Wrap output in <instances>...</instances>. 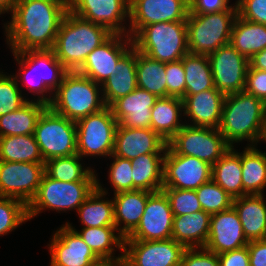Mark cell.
<instances>
[{
    "label": "cell",
    "mask_w": 266,
    "mask_h": 266,
    "mask_svg": "<svg viewBox=\"0 0 266 266\" xmlns=\"http://www.w3.org/2000/svg\"><path fill=\"white\" fill-rule=\"evenodd\" d=\"M68 0H17L4 24L11 52L52 50Z\"/></svg>",
    "instance_id": "cell-1"
},
{
    "label": "cell",
    "mask_w": 266,
    "mask_h": 266,
    "mask_svg": "<svg viewBox=\"0 0 266 266\" xmlns=\"http://www.w3.org/2000/svg\"><path fill=\"white\" fill-rule=\"evenodd\" d=\"M218 129L230 146L244 140L257 146L265 137L266 104L246 91L226 95Z\"/></svg>",
    "instance_id": "cell-2"
},
{
    "label": "cell",
    "mask_w": 266,
    "mask_h": 266,
    "mask_svg": "<svg viewBox=\"0 0 266 266\" xmlns=\"http://www.w3.org/2000/svg\"><path fill=\"white\" fill-rule=\"evenodd\" d=\"M112 34L104 26L68 10L60 24L52 51L69 72H77L88 55Z\"/></svg>",
    "instance_id": "cell-3"
},
{
    "label": "cell",
    "mask_w": 266,
    "mask_h": 266,
    "mask_svg": "<svg viewBox=\"0 0 266 266\" xmlns=\"http://www.w3.org/2000/svg\"><path fill=\"white\" fill-rule=\"evenodd\" d=\"M12 54L20 67L18 74L14 75L18 84L21 85V81L28 87L29 93L37 94L38 98H34L33 101L48 106L52 101L53 91L59 87L69 71L56 58L52 50H27L12 52Z\"/></svg>",
    "instance_id": "cell-4"
},
{
    "label": "cell",
    "mask_w": 266,
    "mask_h": 266,
    "mask_svg": "<svg viewBox=\"0 0 266 266\" xmlns=\"http://www.w3.org/2000/svg\"><path fill=\"white\" fill-rule=\"evenodd\" d=\"M48 106L75 122L107 107L101 85L78 72H68L64 76Z\"/></svg>",
    "instance_id": "cell-5"
},
{
    "label": "cell",
    "mask_w": 266,
    "mask_h": 266,
    "mask_svg": "<svg viewBox=\"0 0 266 266\" xmlns=\"http://www.w3.org/2000/svg\"><path fill=\"white\" fill-rule=\"evenodd\" d=\"M133 47L160 62L181 60L187 53V22H160L144 26L133 38Z\"/></svg>",
    "instance_id": "cell-6"
},
{
    "label": "cell",
    "mask_w": 266,
    "mask_h": 266,
    "mask_svg": "<svg viewBox=\"0 0 266 266\" xmlns=\"http://www.w3.org/2000/svg\"><path fill=\"white\" fill-rule=\"evenodd\" d=\"M237 16L238 11L188 14L186 22L189 53L209 55L229 44Z\"/></svg>",
    "instance_id": "cell-7"
},
{
    "label": "cell",
    "mask_w": 266,
    "mask_h": 266,
    "mask_svg": "<svg viewBox=\"0 0 266 266\" xmlns=\"http://www.w3.org/2000/svg\"><path fill=\"white\" fill-rule=\"evenodd\" d=\"M96 188V182H63L43 175L36 196L29 203V221L42 213L53 210L58 213L76 210Z\"/></svg>",
    "instance_id": "cell-8"
},
{
    "label": "cell",
    "mask_w": 266,
    "mask_h": 266,
    "mask_svg": "<svg viewBox=\"0 0 266 266\" xmlns=\"http://www.w3.org/2000/svg\"><path fill=\"white\" fill-rule=\"evenodd\" d=\"M34 137L44 162L77 154L76 122L56 113L49 106L38 118Z\"/></svg>",
    "instance_id": "cell-9"
},
{
    "label": "cell",
    "mask_w": 266,
    "mask_h": 266,
    "mask_svg": "<svg viewBox=\"0 0 266 266\" xmlns=\"http://www.w3.org/2000/svg\"><path fill=\"white\" fill-rule=\"evenodd\" d=\"M118 124L109 106L77 120V154L82 158L110 157Z\"/></svg>",
    "instance_id": "cell-10"
},
{
    "label": "cell",
    "mask_w": 266,
    "mask_h": 266,
    "mask_svg": "<svg viewBox=\"0 0 266 266\" xmlns=\"http://www.w3.org/2000/svg\"><path fill=\"white\" fill-rule=\"evenodd\" d=\"M179 155L199 158L210 165L216 163L231 147L219 129L185 124L168 142Z\"/></svg>",
    "instance_id": "cell-11"
},
{
    "label": "cell",
    "mask_w": 266,
    "mask_h": 266,
    "mask_svg": "<svg viewBox=\"0 0 266 266\" xmlns=\"http://www.w3.org/2000/svg\"><path fill=\"white\" fill-rule=\"evenodd\" d=\"M44 174L45 163L0 161V196L18 199L28 206Z\"/></svg>",
    "instance_id": "cell-12"
},
{
    "label": "cell",
    "mask_w": 266,
    "mask_h": 266,
    "mask_svg": "<svg viewBox=\"0 0 266 266\" xmlns=\"http://www.w3.org/2000/svg\"><path fill=\"white\" fill-rule=\"evenodd\" d=\"M212 165L199 158L176 154L168 145L164 157L163 188L196 190L211 180Z\"/></svg>",
    "instance_id": "cell-13"
},
{
    "label": "cell",
    "mask_w": 266,
    "mask_h": 266,
    "mask_svg": "<svg viewBox=\"0 0 266 266\" xmlns=\"http://www.w3.org/2000/svg\"><path fill=\"white\" fill-rule=\"evenodd\" d=\"M186 249L172 238L124 241L123 262L128 266H181Z\"/></svg>",
    "instance_id": "cell-14"
},
{
    "label": "cell",
    "mask_w": 266,
    "mask_h": 266,
    "mask_svg": "<svg viewBox=\"0 0 266 266\" xmlns=\"http://www.w3.org/2000/svg\"><path fill=\"white\" fill-rule=\"evenodd\" d=\"M189 0H130L129 36L133 38L144 26L160 22H186Z\"/></svg>",
    "instance_id": "cell-15"
},
{
    "label": "cell",
    "mask_w": 266,
    "mask_h": 266,
    "mask_svg": "<svg viewBox=\"0 0 266 266\" xmlns=\"http://www.w3.org/2000/svg\"><path fill=\"white\" fill-rule=\"evenodd\" d=\"M69 11L107 28L113 34L129 35L130 0H68ZM124 22V23H123Z\"/></svg>",
    "instance_id": "cell-16"
},
{
    "label": "cell",
    "mask_w": 266,
    "mask_h": 266,
    "mask_svg": "<svg viewBox=\"0 0 266 266\" xmlns=\"http://www.w3.org/2000/svg\"><path fill=\"white\" fill-rule=\"evenodd\" d=\"M215 88L225 95L244 91L249 59L230 43L208 55Z\"/></svg>",
    "instance_id": "cell-17"
},
{
    "label": "cell",
    "mask_w": 266,
    "mask_h": 266,
    "mask_svg": "<svg viewBox=\"0 0 266 266\" xmlns=\"http://www.w3.org/2000/svg\"><path fill=\"white\" fill-rule=\"evenodd\" d=\"M173 212L166 194L153 192L137 228L124 241H153L172 238Z\"/></svg>",
    "instance_id": "cell-18"
},
{
    "label": "cell",
    "mask_w": 266,
    "mask_h": 266,
    "mask_svg": "<svg viewBox=\"0 0 266 266\" xmlns=\"http://www.w3.org/2000/svg\"><path fill=\"white\" fill-rule=\"evenodd\" d=\"M50 266H103L79 234L66 223L53 234L48 244Z\"/></svg>",
    "instance_id": "cell-19"
},
{
    "label": "cell",
    "mask_w": 266,
    "mask_h": 266,
    "mask_svg": "<svg viewBox=\"0 0 266 266\" xmlns=\"http://www.w3.org/2000/svg\"><path fill=\"white\" fill-rule=\"evenodd\" d=\"M132 47L133 41L129 35L112 34L88 55L77 72L102 85L114 75L116 64Z\"/></svg>",
    "instance_id": "cell-20"
},
{
    "label": "cell",
    "mask_w": 266,
    "mask_h": 266,
    "mask_svg": "<svg viewBox=\"0 0 266 266\" xmlns=\"http://www.w3.org/2000/svg\"><path fill=\"white\" fill-rule=\"evenodd\" d=\"M167 142L151 128L117 126L111 156L134 159L143 154H165Z\"/></svg>",
    "instance_id": "cell-21"
},
{
    "label": "cell",
    "mask_w": 266,
    "mask_h": 266,
    "mask_svg": "<svg viewBox=\"0 0 266 266\" xmlns=\"http://www.w3.org/2000/svg\"><path fill=\"white\" fill-rule=\"evenodd\" d=\"M246 245L248 241L233 207L211 215L210 231L204 248L218 255Z\"/></svg>",
    "instance_id": "cell-22"
},
{
    "label": "cell",
    "mask_w": 266,
    "mask_h": 266,
    "mask_svg": "<svg viewBox=\"0 0 266 266\" xmlns=\"http://www.w3.org/2000/svg\"><path fill=\"white\" fill-rule=\"evenodd\" d=\"M158 97L137 87L115 100L109 107L119 125L129 128H151V109Z\"/></svg>",
    "instance_id": "cell-23"
},
{
    "label": "cell",
    "mask_w": 266,
    "mask_h": 266,
    "mask_svg": "<svg viewBox=\"0 0 266 266\" xmlns=\"http://www.w3.org/2000/svg\"><path fill=\"white\" fill-rule=\"evenodd\" d=\"M225 94L217 89H209L182 99L185 117L190 118L188 125L219 128Z\"/></svg>",
    "instance_id": "cell-24"
},
{
    "label": "cell",
    "mask_w": 266,
    "mask_h": 266,
    "mask_svg": "<svg viewBox=\"0 0 266 266\" xmlns=\"http://www.w3.org/2000/svg\"><path fill=\"white\" fill-rule=\"evenodd\" d=\"M153 192L144 190L122 191L114 194L115 227L124 238L139 225L148 197ZM123 224V226H121Z\"/></svg>",
    "instance_id": "cell-25"
},
{
    "label": "cell",
    "mask_w": 266,
    "mask_h": 266,
    "mask_svg": "<svg viewBox=\"0 0 266 266\" xmlns=\"http://www.w3.org/2000/svg\"><path fill=\"white\" fill-rule=\"evenodd\" d=\"M248 242L266 239V201L264 194L244 195L233 199Z\"/></svg>",
    "instance_id": "cell-26"
},
{
    "label": "cell",
    "mask_w": 266,
    "mask_h": 266,
    "mask_svg": "<svg viewBox=\"0 0 266 266\" xmlns=\"http://www.w3.org/2000/svg\"><path fill=\"white\" fill-rule=\"evenodd\" d=\"M66 224L79 234L104 264L123 261L124 237L119 234L116 227H86L79 231L71 223ZM116 248L121 251L117 257L114 256Z\"/></svg>",
    "instance_id": "cell-27"
},
{
    "label": "cell",
    "mask_w": 266,
    "mask_h": 266,
    "mask_svg": "<svg viewBox=\"0 0 266 266\" xmlns=\"http://www.w3.org/2000/svg\"><path fill=\"white\" fill-rule=\"evenodd\" d=\"M136 63L137 50L132 47L116 64L114 75L101 85L106 106H110L115 100L126 96L138 87Z\"/></svg>",
    "instance_id": "cell-28"
},
{
    "label": "cell",
    "mask_w": 266,
    "mask_h": 266,
    "mask_svg": "<svg viewBox=\"0 0 266 266\" xmlns=\"http://www.w3.org/2000/svg\"><path fill=\"white\" fill-rule=\"evenodd\" d=\"M211 215L201 210L191 214L174 216L172 239L186 248H202L210 231Z\"/></svg>",
    "instance_id": "cell-29"
},
{
    "label": "cell",
    "mask_w": 266,
    "mask_h": 266,
    "mask_svg": "<svg viewBox=\"0 0 266 266\" xmlns=\"http://www.w3.org/2000/svg\"><path fill=\"white\" fill-rule=\"evenodd\" d=\"M102 186L96 176V188L77 209L83 228L115 227L113 199H105L108 191Z\"/></svg>",
    "instance_id": "cell-30"
},
{
    "label": "cell",
    "mask_w": 266,
    "mask_h": 266,
    "mask_svg": "<svg viewBox=\"0 0 266 266\" xmlns=\"http://www.w3.org/2000/svg\"><path fill=\"white\" fill-rule=\"evenodd\" d=\"M182 112L181 98H158L151 109V129L168 142L185 125V121L181 120Z\"/></svg>",
    "instance_id": "cell-31"
},
{
    "label": "cell",
    "mask_w": 266,
    "mask_h": 266,
    "mask_svg": "<svg viewBox=\"0 0 266 266\" xmlns=\"http://www.w3.org/2000/svg\"><path fill=\"white\" fill-rule=\"evenodd\" d=\"M231 146L223 156L212 165L211 179L224 189L232 199L248 195L242 185L241 152Z\"/></svg>",
    "instance_id": "cell-32"
},
{
    "label": "cell",
    "mask_w": 266,
    "mask_h": 266,
    "mask_svg": "<svg viewBox=\"0 0 266 266\" xmlns=\"http://www.w3.org/2000/svg\"><path fill=\"white\" fill-rule=\"evenodd\" d=\"M165 154H143L131 159L132 191H160L163 188Z\"/></svg>",
    "instance_id": "cell-33"
},
{
    "label": "cell",
    "mask_w": 266,
    "mask_h": 266,
    "mask_svg": "<svg viewBox=\"0 0 266 266\" xmlns=\"http://www.w3.org/2000/svg\"><path fill=\"white\" fill-rule=\"evenodd\" d=\"M230 44L250 60L266 49V25L237 16L232 27Z\"/></svg>",
    "instance_id": "cell-34"
},
{
    "label": "cell",
    "mask_w": 266,
    "mask_h": 266,
    "mask_svg": "<svg viewBox=\"0 0 266 266\" xmlns=\"http://www.w3.org/2000/svg\"><path fill=\"white\" fill-rule=\"evenodd\" d=\"M46 107L31 99L18 110L0 116V137L34 134L38 118Z\"/></svg>",
    "instance_id": "cell-35"
},
{
    "label": "cell",
    "mask_w": 266,
    "mask_h": 266,
    "mask_svg": "<svg viewBox=\"0 0 266 266\" xmlns=\"http://www.w3.org/2000/svg\"><path fill=\"white\" fill-rule=\"evenodd\" d=\"M241 165L243 190L248 195L263 194L266 188V153L257 146H246L241 152Z\"/></svg>",
    "instance_id": "cell-36"
},
{
    "label": "cell",
    "mask_w": 266,
    "mask_h": 266,
    "mask_svg": "<svg viewBox=\"0 0 266 266\" xmlns=\"http://www.w3.org/2000/svg\"><path fill=\"white\" fill-rule=\"evenodd\" d=\"M81 160L83 158L78 154L51 158L45 162V173L63 182H96L95 170L84 167Z\"/></svg>",
    "instance_id": "cell-37"
},
{
    "label": "cell",
    "mask_w": 266,
    "mask_h": 266,
    "mask_svg": "<svg viewBox=\"0 0 266 266\" xmlns=\"http://www.w3.org/2000/svg\"><path fill=\"white\" fill-rule=\"evenodd\" d=\"M182 63L186 80L185 95L216 89L208 55L187 53L182 58Z\"/></svg>",
    "instance_id": "cell-38"
},
{
    "label": "cell",
    "mask_w": 266,
    "mask_h": 266,
    "mask_svg": "<svg viewBox=\"0 0 266 266\" xmlns=\"http://www.w3.org/2000/svg\"><path fill=\"white\" fill-rule=\"evenodd\" d=\"M0 161L45 163L34 134L0 137Z\"/></svg>",
    "instance_id": "cell-39"
},
{
    "label": "cell",
    "mask_w": 266,
    "mask_h": 266,
    "mask_svg": "<svg viewBox=\"0 0 266 266\" xmlns=\"http://www.w3.org/2000/svg\"><path fill=\"white\" fill-rule=\"evenodd\" d=\"M136 75L139 88L166 97V63L137 51Z\"/></svg>",
    "instance_id": "cell-40"
},
{
    "label": "cell",
    "mask_w": 266,
    "mask_h": 266,
    "mask_svg": "<svg viewBox=\"0 0 266 266\" xmlns=\"http://www.w3.org/2000/svg\"><path fill=\"white\" fill-rule=\"evenodd\" d=\"M195 191L202 210L210 215L228 210L232 207L233 199L212 179L202 184Z\"/></svg>",
    "instance_id": "cell-41"
},
{
    "label": "cell",
    "mask_w": 266,
    "mask_h": 266,
    "mask_svg": "<svg viewBox=\"0 0 266 266\" xmlns=\"http://www.w3.org/2000/svg\"><path fill=\"white\" fill-rule=\"evenodd\" d=\"M29 221L27 205L15 198L0 196V236L14 231Z\"/></svg>",
    "instance_id": "cell-42"
},
{
    "label": "cell",
    "mask_w": 266,
    "mask_h": 266,
    "mask_svg": "<svg viewBox=\"0 0 266 266\" xmlns=\"http://www.w3.org/2000/svg\"><path fill=\"white\" fill-rule=\"evenodd\" d=\"M14 74L0 71V116L22 107L29 99L24 98Z\"/></svg>",
    "instance_id": "cell-43"
},
{
    "label": "cell",
    "mask_w": 266,
    "mask_h": 266,
    "mask_svg": "<svg viewBox=\"0 0 266 266\" xmlns=\"http://www.w3.org/2000/svg\"><path fill=\"white\" fill-rule=\"evenodd\" d=\"M161 190L166 194L174 216L191 214L202 210L195 190L176 188H162Z\"/></svg>",
    "instance_id": "cell-44"
},
{
    "label": "cell",
    "mask_w": 266,
    "mask_h": 266,
    "mask_svg": "<svg viewBox=\"0 0 266 266\" xmlns=\"http://www.w3.org/2000/svg\"><path fill=\"white\" fill-rule=\"evenodd\" d=\"M113 158L109 166L108 179L114 189V194L122 191H132V163L129 159L110 156Z\"/></svg>",
    "instance_id": "cell-45"
},
{
    "label": "cell",
    "mask_w": 266,
    "mask_h": 266,
    "mask_svg": "<svg viewBox=\"0 0 266 266\" xmlns=\"http://www.w3.org/2000/svg\"><path fill=\"white\" fill-rule=\"evenodd\" d=\"M166 97L185 96V71L182 59L166 63Z\"/></svg>",
    "instance_id": "cell-46"
},
{
    "label": "cell",
    "mask_w": 266,
    "mask_h": 266,
    "mask_svg": "<svg viewBox=\"0 0 266 266\" xmlns=\"http://www.w3.org/2000/svg\"><path fill=\"white\" fill-rule=\"evenodd\" d=\"M235 2L239 17L266 25V0H237Z\"/></svg>",
    "instance_id": "cell-47"
},
{
    "label": "cell",
    "mask_w": 266,
    "mask_h": 266,
    "mask_svg": "<svg viewBox=\"0 0 266 266\" xmlns=\"http://www.w3.org/2000/svg\"><path fill=\"white\" fill-rule=\"evenodd\" d=\"M181 266H219L218 255L206 248H187Z\"/></svg>",
    "instance_id": "cell-48"
},
{
    "label": "cell",
    "mask_w": 266,
    "mask_h": 266,
    "mask_svg": "<svg viewBox=\"0 0 266 266\" xmlns=\"http://www.w3.org/2000/svg\"><path fill=\"white\" fill-rule=\"evenodd\" d=\"M244 91L266 104V71L248 67Z\"/></svg>",
    "instance_id": "cell-49"
},
{
    "label": "cell",
    "mask_w": 266,
    "mask_h": 266,
    "mask_svg": "<svg viewBox=\"0 0 266 266\" xmlns=\"http://www.w3.org/2000/svg\"><path fill=\"white\" fill-rule=\"evenodd\" d=\"M229 0H189V14H208L221 11H238Z\"/></svg>",
    "instance_id": "cell-50"
},
{
    "label": "cell",
    "mask_w": 266,
    "mask_h": 266,
    "mask_svg": "<svg viewBox=\"0 0 266 266\" xmlns=\"http://www.w3.org/2000/svg\"><path fill=\"white\" fill-rule=\"evenodd\" d=\"M219 266H250L247 245L218 254Z\"/></svg>",
    "instance_id": "cell-51"
},
{
    "label": "cell",
    "mask_w": 266,
    "mask_h": 266,
    "mask_svg": "<svg viewBox=\"0 0 266 266\" xmlns=\"http://www.w3.org/2000/svg\"><path fill=\"white\" fill-rule=\"evenodd\" d=\"M250 266H266V239L248 242Z\"/></svg>",
    "instance_id": "cell-52"
},
{
    "label": "cell",
    "mask_w": 266,
    "mask_h": 266,
    "mask_svg": "<svg viewBox=\"0 0 266 266\" xmlns=\"http://www.w3.org/2000/svg\"><path fill=\"white\" fill-rule=\"evenodd\" d=\"M249 64L254 69L266 71V49L255 54L250 60Z\"/></svg>",
    "instance_id": "cell-53"
},
{
    "label": "cell",
    "mask_w": 266,
    "mask_h": 266,
    "mask_svg": "<svg viewBox=\"0 0 266 266\" xmlns=\"http://www.w3.org/2000/svg\"><path fill=\"white\" fill-rule=\"evenodd\" d=\"M16 2L17 0H0V15L5 13L10 14Z\"/></svg>",
    "instance_id": "cell-54"
},
{
    "label": "cell",
    "mask_w": 266,
    "mask_h": 266,
    "mask_svg": "<svg viewBox=\"0 0 266 266\" xmlns=\"http://www.w3.org/2000/svg\"><path fill=\"white\" fill-rule=\"evenodd\" d=\"M111 266H128L123 261L111 263Z\"/></svg>",
    "instance_id": "cell-55"
},
{
    "label": "cell",
    "mask_w": 266,
    "mask_h": 266,
    "mask_svg": "<svg viewBox=\"0 0 266 266\" xmlns=\"http://www.w3.org/2000/svg\"><path fill=\"white\" fill-rule=\"evenodd\" d=\"M263 141H265V143H266V132H265V137H264V140Z\"/></svg>",
    "instance_id": "cell-56"
},
{
    "label": "cell",
    "mask_w": 266,
    "mask_h": 266,
    "mask_svg": "<svg viewBox=\"0 0 266 266\" xmlns=\"http://www.w3.org/2000/svg\"><path fill=\"white\" fill-rule=\"evenodd\" d=\"M103 266H111V263L110 264H104Z\"/></svg>",
    "instance_id": "cell-57"
}]
</instances>
